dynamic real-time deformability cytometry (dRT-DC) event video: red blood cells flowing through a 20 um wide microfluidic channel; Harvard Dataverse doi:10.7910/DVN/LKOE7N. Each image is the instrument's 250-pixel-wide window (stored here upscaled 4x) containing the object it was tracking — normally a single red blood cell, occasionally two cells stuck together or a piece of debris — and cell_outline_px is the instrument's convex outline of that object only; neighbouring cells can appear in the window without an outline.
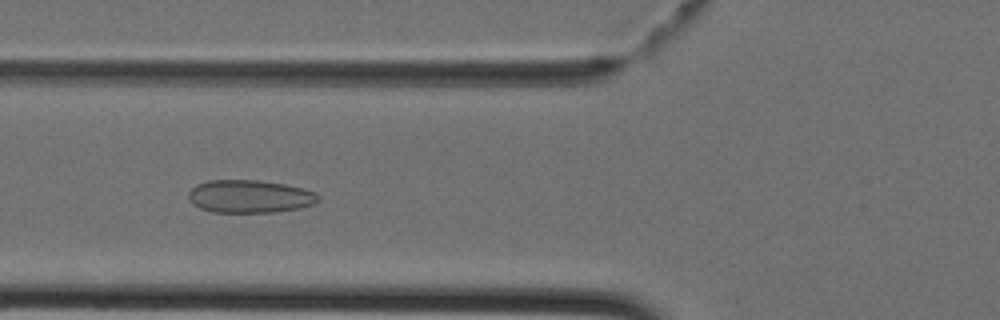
{"species": "Egyptian fruit bat (a non-hibernating species)", "species_latin": "Rousettus aegyptiacus", "temperature_condition": "cold", "stored_images_in_passage": 39, "camera_frame_rate_fps": 3000, "um_per_image_px": 0.085, "animal": {"sex": "female"}, "frame": {"image": 1, "passage_image": 12, "time_ms": 3.667, "image_size_px": [1000, 320], "cell_outline_px": [[320, 200], [312, 204], [300, 208], [276, 212], [212, 212], [200, 208], [192, 204], [188, 196], [188, 192], [196, 184], [208, 180], [260, 180], [284, 184], [304, 188], [316, 192], [320, 196]], "centroid_in_image_um": [21.23, 16.69], "position_along_channel_um": 104.6, "area_um2": 25.09}}
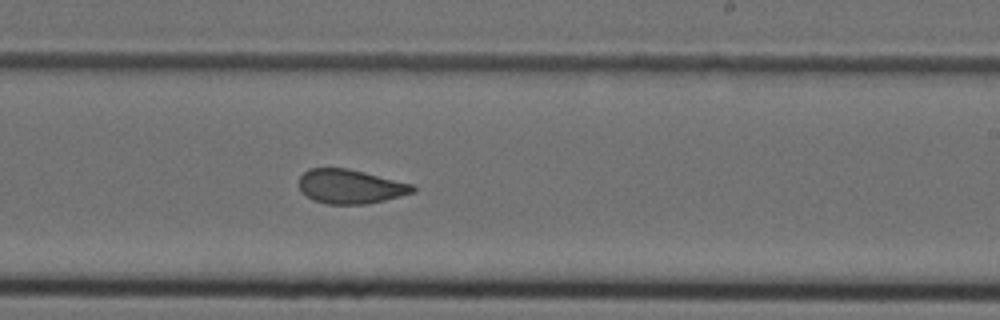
{"frame": {"image": 2, "passage_image": 22, "time_ms": 7.0, "image_size_px": [1000, 320], "cell_outline_px": [[416, 192], [384, 200], [364, 204], [328, 204], [312, 200], [300, 192], [300, 176], [308, 168], [348, 168], [412, 184], [416, 188]], "centroid_in_image_um": [29.76, 15.85], "position_along_channel_um": 259.2, "area_um2": 22.66}}
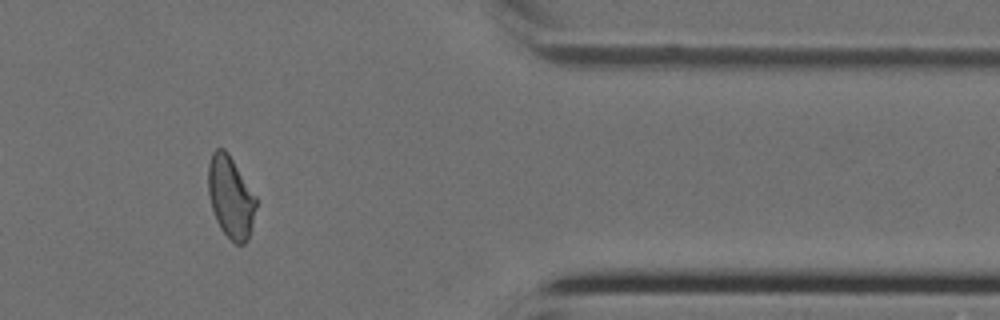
{"frame": {"image": 3, "passage_image": 32, "time_ms": 10.333, "image_size_px": [1000, 320], "cell_outline_px": [[256, 208], [248, 240], [244, 244], [236, 244], [220, 228], [216, 220], [212, 208], [208, 192], [208, 164], [212, 152], [216, 148], [224, 148], [228, 152], [256, 196]], "centroid_in_image_um": [19.6, 16.73], "position_along_channel_um": 391.8, "area_um2": 22.77}}